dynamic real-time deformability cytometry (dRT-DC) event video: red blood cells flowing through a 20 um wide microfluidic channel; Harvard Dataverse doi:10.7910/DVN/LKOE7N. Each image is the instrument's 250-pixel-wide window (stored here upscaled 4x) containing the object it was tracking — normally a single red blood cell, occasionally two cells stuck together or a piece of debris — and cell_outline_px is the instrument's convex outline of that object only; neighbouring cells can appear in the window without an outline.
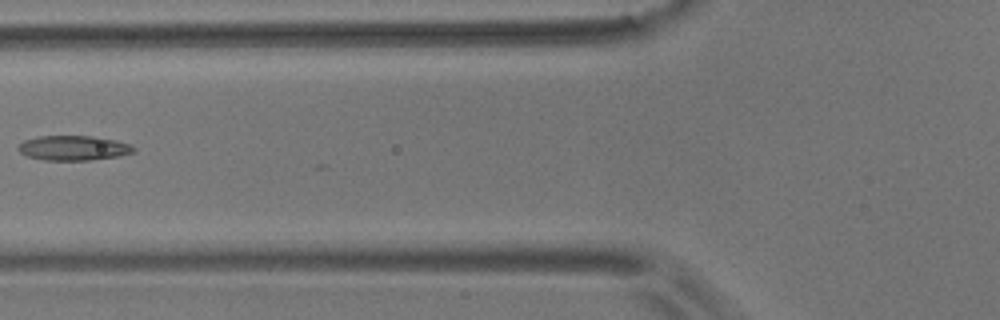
{"species": "common noctule bat (a hibernating species)", "species_latin": "Nyctalus noctula", "temperature_condition": "room temperature", "stored_images_in_passage": 8, "camera_frame_rate_fps": 3000, "um_per_image_px": 0.085, "animal": {"sex": "male", "body_mass_g": 17.9}, "frame": {"image": 1, "passage_image": 7, "time_ms": 7.0, "image_size_px": [1000, 320], "cell_outline_px": [[136, 152], [120, 156], [88, 160], [44, 160], [28, 156], [20, 152], [16, 148], [24, 140], [36, 136], [92, 136], [116, 140], [132, 144], [136, 148]], "centroid_in_image_um": [6.29, 12.57], "position_along_channel_um": 119.5, "area_um2": 16.82}}